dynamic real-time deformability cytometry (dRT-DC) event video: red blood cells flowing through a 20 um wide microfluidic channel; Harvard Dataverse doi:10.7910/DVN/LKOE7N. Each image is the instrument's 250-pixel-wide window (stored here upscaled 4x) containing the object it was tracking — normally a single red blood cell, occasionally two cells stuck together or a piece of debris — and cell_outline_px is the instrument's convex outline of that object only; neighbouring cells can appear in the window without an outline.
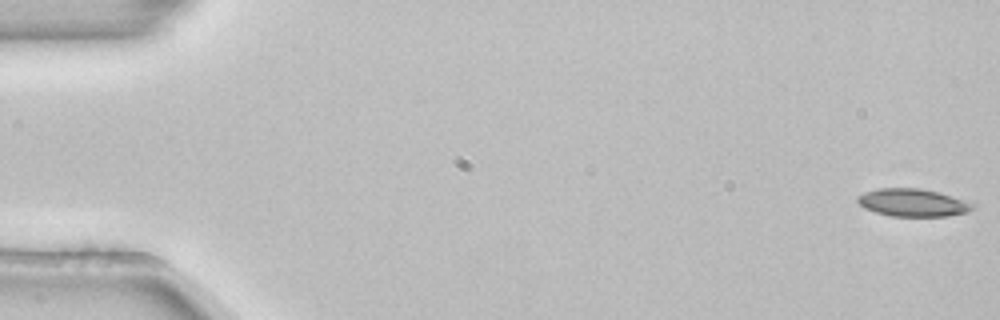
{"species": "common noctule bat (a hibernating species)", "species_latin": "Nyctalus noctula", "temperature_condition": "room temperature", "stored_images_in_passage": 15, "camera_frame_rate_fps": 3000, "um_per_image_px": 0.085, "animal": {"sex": "female", "body_mass_g": 22.7, "forearm_length_mm": 54.2}, "frame": {"image": 1, "passage_image": 1, "time_ms": 0.0, "image_size_px": [1000, 320], "cell_outline_px": [[976, 208], [968, 212], [948, 216], [892, 216], [876, 212], [864, 208], [856, 200], [856, 196], [864, 192], [876, 188], [920, 188], [936, 192], [976, 204]], "centroid_in_image_um": [77.57, 17.22], "position_along_channel_um": 7.4, "area_um2": 18.55}}
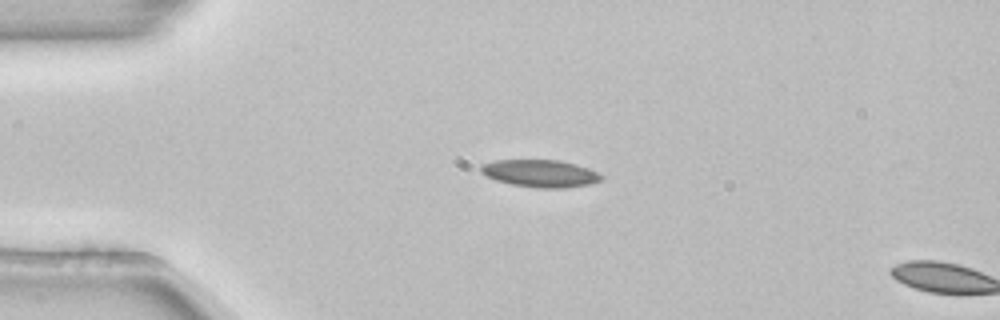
{"frame": {"image": 2, "passage_image": 13, "time_ms": 4.0, "image_size_px": [1000, 320], "cell_outline_px": [[604, 180], [588, 184], [564, 188], [536, 188], [512, 184], [496, 180], [484, 176], [480, 172], [480, 164], [496, 160], [560, 160], [576, 164], [588, 168], [604, 176]], "centroid_in_image_um": [45.9, 14.74], "position_along_channel_um": 39.1, "area_um2": 19.36}}